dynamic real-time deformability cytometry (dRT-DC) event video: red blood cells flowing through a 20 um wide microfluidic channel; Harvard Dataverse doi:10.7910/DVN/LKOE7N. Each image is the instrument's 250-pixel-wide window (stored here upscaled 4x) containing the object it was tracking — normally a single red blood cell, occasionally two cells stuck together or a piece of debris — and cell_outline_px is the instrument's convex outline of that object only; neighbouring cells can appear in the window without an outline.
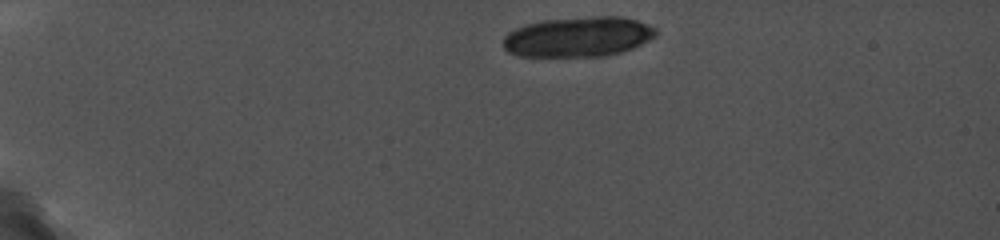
{"species": "common noctule bat (a hibernating species)", "species_latin": "Nyctalus noctula", "temperature_condition": "cold", "stored_images_in_passage": 6, "camera_frame_rate_fps": 5000, "um_per_image_px": 0.085, "animal": {"sex": "female", "body_mass_g": 19.0, "forearm_length_mm": 56.7}, "frame": {"image": 1, "passage_image": 3, "time_ms": 0.4, "image_size_px": [1000, 240], "cell_outline_px": [[656, 36], [632, 48], [620, 52], [604, 56], [516, 56], [508, 52], [504, 48], [504, 36], [508, 32], [516, 28], [528, 24], [544, 20], [596, 16], [620, 16], [636, 20], [656, 28]], "centroid_in_image_um": [49.13, 3.13], "position_along_channel_um": 35.9, "area_um2": 35.43}}